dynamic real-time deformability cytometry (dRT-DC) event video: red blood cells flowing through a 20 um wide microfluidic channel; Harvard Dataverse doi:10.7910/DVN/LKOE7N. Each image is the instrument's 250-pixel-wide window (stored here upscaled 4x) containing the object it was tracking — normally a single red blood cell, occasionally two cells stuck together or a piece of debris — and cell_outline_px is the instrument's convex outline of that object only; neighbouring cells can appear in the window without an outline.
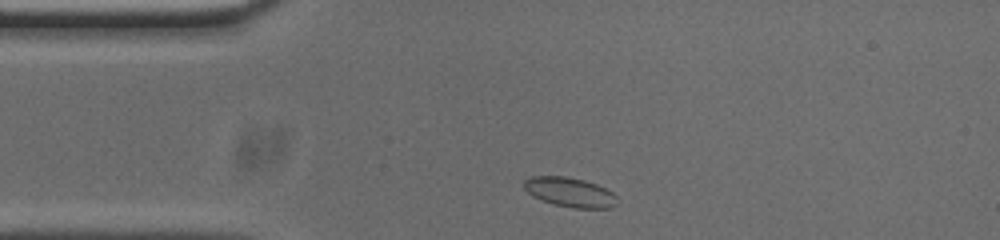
{"species": "common noctule bat (a hibernating species)", "species_latin": "Nyctalus noctula", "temperature_condition": "cold", "stored_images_in_passage": 39, "camera_frame_rate_fps": 3000, "um_per_image_px": 0.085, "animal": {"sex": "male", "body_mass_g": 20.0, "forearm_length_mm": 53.3}, "frame": {"image": 1, "passage_image": 2, "time_ms": 0.333, "image_size_px": [1000, 240], "cell_outline_px": [[616, 204], [612, 208], [572, 208], [552, 204], [540, 200], [532, 196], [524, 188], [524, 180], [532, 176], [564, 176], [584, 180], [596, 184], [612, 192], [616, 196]], "centroid_in_image_um": [48.41, 16.34], "position_along_channel_um": 36.6, "area_um2": 16.07}}
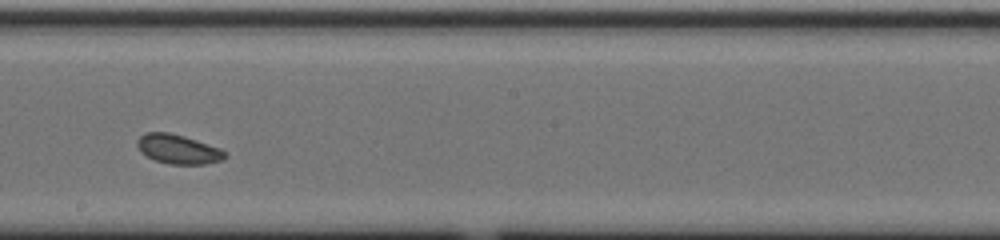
{"frame": {"image": 2, "passage_image": 20, "time_ms": 6.333, "image_size_px": [1000, 240], "cell_outline_px": [[228, 156], [224, 160], [204, 164], [168, 164], [156, 160], [140, 152], [136, 144], [136, 140], [144, 132], [168, 132], [184, 136], [220, 148], [228, 152]], "centroid_in_image_um": [15.16, 12.68], "position_along_channel_um": 233.0, "area_um2": 15.14}}
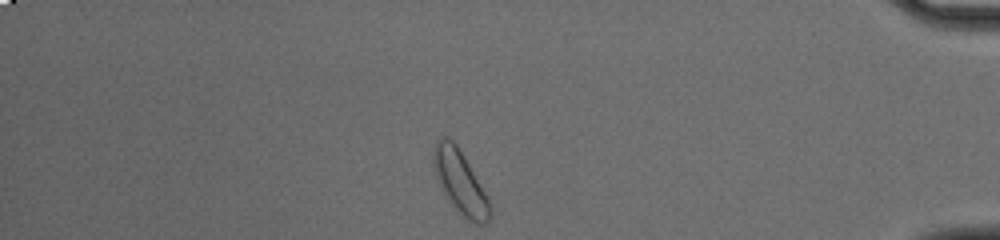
{"frame": {"image": 3, "passage_image": 37, "time_ms": 12.0, "image_size_px": [1000, 240], "cell_outline_px": [[492, 216], [484, 224], [472, 224], [460, 216], [444, 196], [440, 188], [432, 164], [432, 152], [436, 140], [440, 136], [448, 136], [460, 148], [488, 196], [492, 208]], "centroid_in_image_um": [39.1, 15.5], "position_along_channel_um": 396.1, "area_um2": 21.73}, "authors_computed_cell_mechanics": {"area_um2": 15.2592, "velocity_mm_per_s": 3.6606, "shape_relaxation_time_tau1_ms": 3.0878, "shape_relaxation_time_tau2_ms": null, "deformation_change_tau1": 0.064, "deformation_change_tau2": null}}